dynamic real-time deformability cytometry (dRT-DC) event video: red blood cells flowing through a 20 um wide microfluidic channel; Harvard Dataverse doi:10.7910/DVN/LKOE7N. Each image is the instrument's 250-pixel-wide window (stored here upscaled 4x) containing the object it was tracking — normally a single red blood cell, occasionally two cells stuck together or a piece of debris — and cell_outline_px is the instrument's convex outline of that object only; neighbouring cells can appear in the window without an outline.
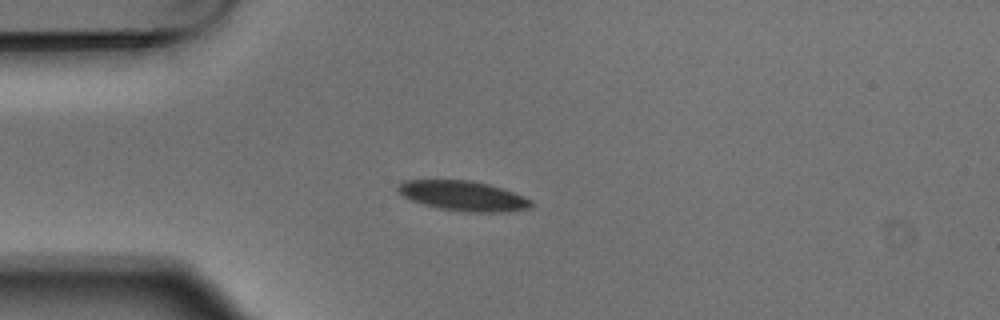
{"species": "Egyptian fruit bat (a non-hibernating species)", "species_latin": "Rousettus aegyptiacus", "temperature_condition": "warm", "stored_images_in_passage": 8, "camera_frame_rate_fps": 3000, "um_per_image_px": 0.085, "animal": {"sex": "male"}, "frame": {"image": 1, "passage_image": 2, "time_ms": 0.333, "image_size_px": [1000, 320], "cell_outline_px": [[532, 204], [528, 208], [504, 212], [468, 212], [440, 208], [424, 204], [412, 200], [396, 192], [396, 184], [404, 180], [472, 180], [488, 184], [524, 196], [532, 200]], "centroid_in_image_um": [39.32, 16.64], "position_along_channel_um": 45.7, "area_um2": 23.12}}
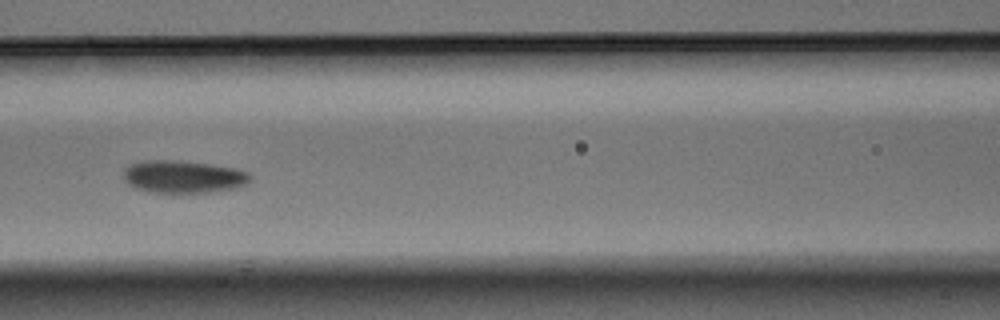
{"frame": {"image": 2, "passage_image": 5, "time_ms": 1.333, "image_size_px": [1000, 320], "cell_outline_px": [[252, 180], [236, 188], [208, 192], [148, 192], [136, 188], [128, 184], [124, 180], [124, 168], [128, 164], [144, 160], [176, 160], [212, 164], [236, 168], [248, 172], [252, 176]], "centroid_in_image_um": [15.57, 15.01], "position_along_channel_um": 151.0, "area_um2": 24.22}}
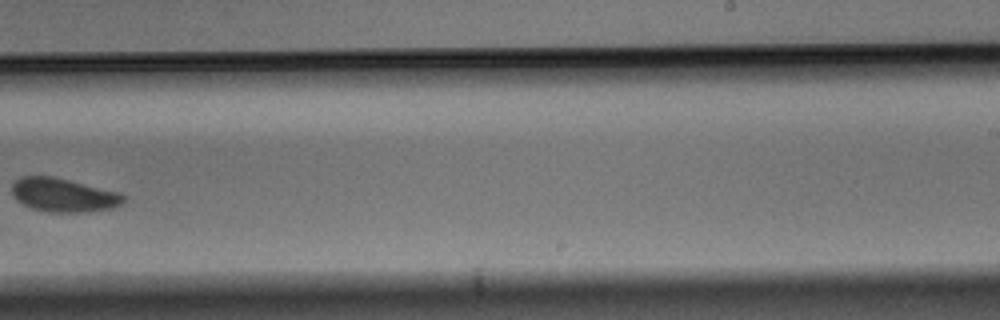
{"frame": {"image": 3, "passage_image": 8, "time_ms": 2.333, "image_size_px": [1000, 320], "cell_outline_px": [[124, 200], [120, 204], [112, 208], [84, 212], [48, 212], [32, 208], [16, 200], [12, 196], [12, 184], [20, 176], [52, 176], [120, 192], [124, 196]], "centroid_in_image_um": [5.37, 16.57], "position_along_channel_um": 283.6, "area_um2": 21.85}}